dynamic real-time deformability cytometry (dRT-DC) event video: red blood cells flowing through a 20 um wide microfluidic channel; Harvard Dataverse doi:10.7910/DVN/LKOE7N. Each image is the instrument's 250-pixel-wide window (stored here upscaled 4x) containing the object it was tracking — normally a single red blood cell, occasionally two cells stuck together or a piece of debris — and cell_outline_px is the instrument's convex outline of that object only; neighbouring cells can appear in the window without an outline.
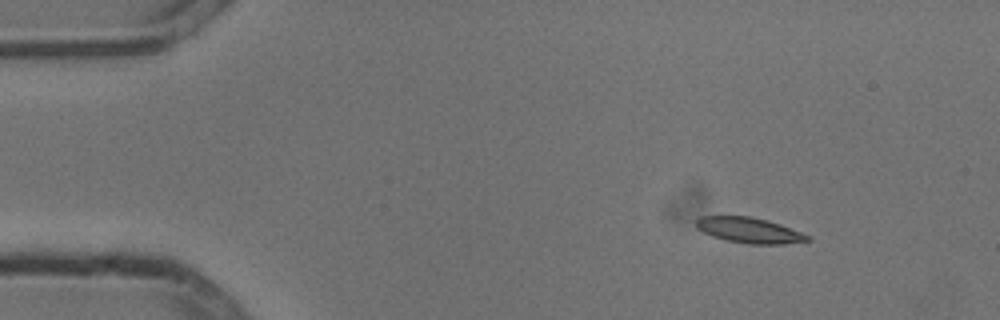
{"species": "common noctule bat (a hibernating species)", "species_latin": "Nyctalus noctula", "temperature_condition": "cold", "stored_images_in_passage": 48, "camera_frame_rate_fps": 3000, "um_per_image_px": 0.085, "animal": {"sex": "male", "body_mass_g": 13.3}, "frame": {"image": 1, "passage_image": 1, "time_ms": 0.0, "image_size_px": [1000, 320], "cell_outline_px": [[812, 240], [784, 244], [748, 244], [724, 240], [712, 236], [696, 228], [696, 220], [700, 216], [752, 216], [768, 220], [780, 224], [812, 236]], "centroid_in_image_um": [63.71, 19.57], "position_along_channel_um": 21.3, "area_um2": 16.76}}
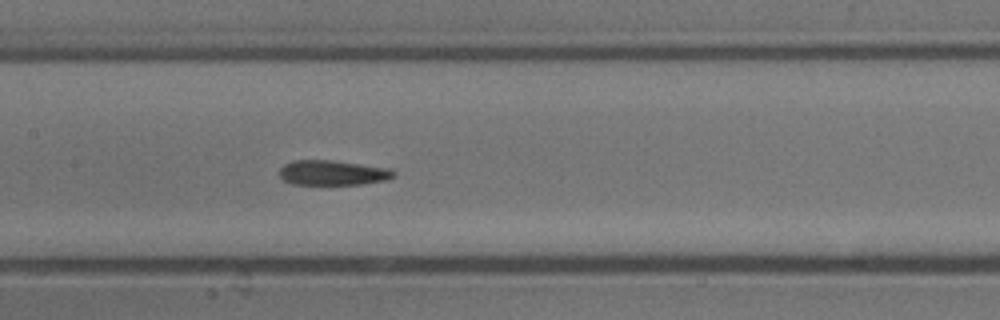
{"frame": {"image": 2, "passage_image": 20, "time_ms": 6.333, "image_size_px": [1000, 320], "cell_outline_px": [[396, 176], [388, 180], [364, 184], [292, 184], [284, 180], [280, 176], [280, 168], [284, 164], [292, 160], [332, 160], [392, 168], [396, 172]], "centroid_in_image_um": [28.34, 14.68], "position_along_channel_um": 179.1, "area_um2": 16.82}}
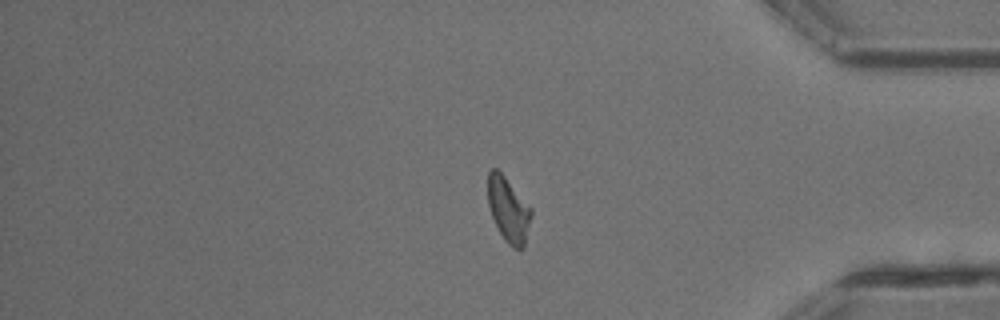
{"frame": {"image": 3, "passage_image": 39, "time_ms": 12.667, "image_size_px": [1000, 320], "cell_outline_px": [[532, 216], [524, 248], [512, 248], [504, 240], [492, 216], [488, 204], [488, 172], [492, 168], [496, 168], [504, 176], [532, 208]], "centroid_in_image_um": [43.23, 17.83], "position_along_channel_um": 392.0, "area_um2": 16.3}, "authors_computed_cell_mechanics": {"area_um2": 16.8776, "velocity_mm_per_s": 3.7834, "shape_relaxation_time_tau1_ms": 7.6263, "shape_relaxation_time_tau2_ms": 3.1031, "deformation_change_tau1": 0.174, "deformation_change_tau2": 0.103}}